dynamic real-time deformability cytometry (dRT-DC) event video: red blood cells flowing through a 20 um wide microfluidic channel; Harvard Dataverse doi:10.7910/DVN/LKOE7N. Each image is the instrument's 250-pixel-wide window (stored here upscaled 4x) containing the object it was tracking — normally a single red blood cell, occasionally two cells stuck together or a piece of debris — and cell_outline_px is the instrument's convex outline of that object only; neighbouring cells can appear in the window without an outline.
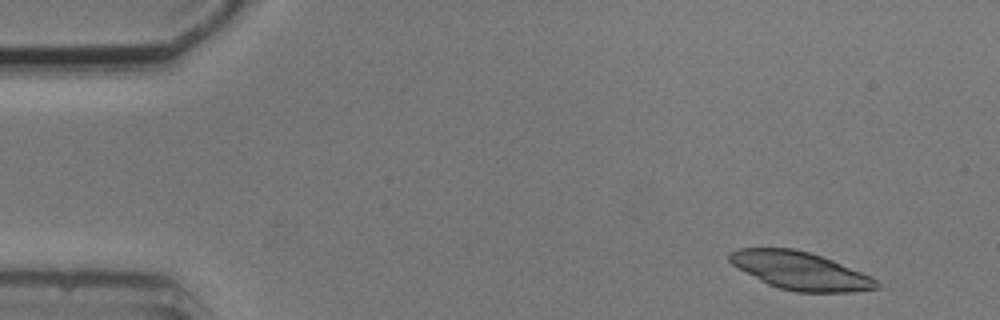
{"species": "common noctule bat (a hibernating species)", "species_latin": "Nyctalus noctula", "temperature_condition": "cold", "stored_images_in_passage": 4, "camera_frame_rate_fps": 3000, "um_per_image_px": 0.085, "animal": {"sex": "male", "body_mass_g": 20.5, "forearm_length_mm": 52.5}, "frame": {"image": 1, "passage_image": 1, "time_ms": 0.0, "image_size_px": [1000, 320], "cell_outline_px": [[880, 288], [852, 292], [796, 292], [780, 288], [768, 284], [760, 280], [732, 264], [728, 260], [728, 256], [732, 252], [740, 248], [792, 248], [808, 252], [832, 260], [872, 276], [880, 284]], "centroid_in_image_um": [68.06, 23.02], "position_along_channel_um": 16.9, "area_um2": 32.14}}